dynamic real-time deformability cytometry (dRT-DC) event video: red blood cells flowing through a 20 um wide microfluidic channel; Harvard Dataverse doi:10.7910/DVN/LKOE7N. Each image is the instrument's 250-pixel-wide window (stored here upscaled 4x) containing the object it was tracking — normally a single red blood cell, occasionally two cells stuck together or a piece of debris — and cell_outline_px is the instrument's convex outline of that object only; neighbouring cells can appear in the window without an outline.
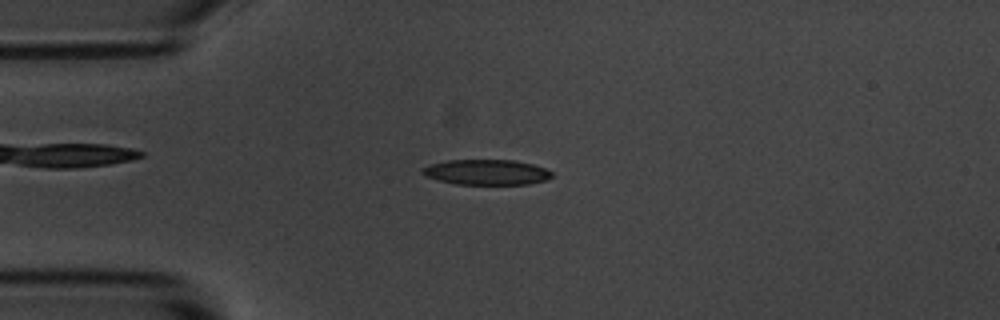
{"species": "common noctule bat (a hibernating species)", "species_latin": "Nyctalus noctula", "temperature_condition": "room temperature", "stored_images_in_passage": 46, "camera_frame_rate_fps": 3000, "um_per_image_px": 0.085, "animal": {"sex": "male", "body_mass_g": 20.1, "forearm_length_mm": 53.5}, "frame": {"image": 1, "passage_image": 5, "time_ms": 1.333, "image_size_px": [1000, 320], "cell_outline_px": [[552, 176], [548, 180], [528, 184], [456, 184], [436, 180], [424, 176], [420, 172], [420, 168], [432, 164], [448, 160], [516, 160], [532, 164], [544, 168], [552, 172]], "centroid_in_image_um": [41.33, 14.64], "position_along_channel_um": 43.7, "area_um2": 19.25}}
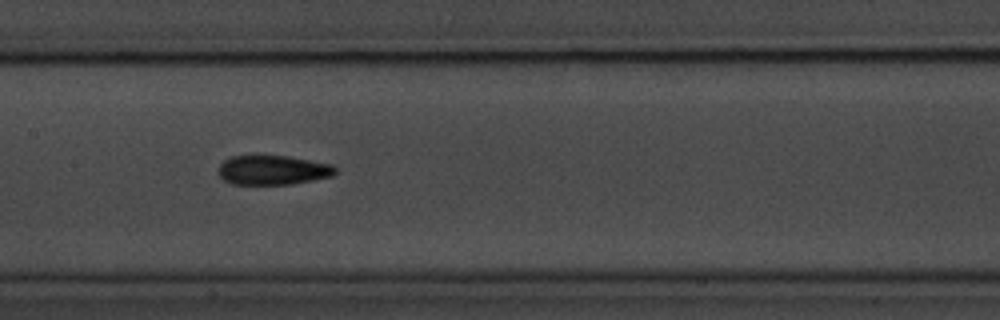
{"frame": {"image": 2, "passage_image": 18, "time_ms": 5.667, "image_size_px": [1000, 320], "cell_outline_px": [[336, 172], [332, 176], [292, 184], [232, 184], [224, 180], [216, 172], [216, 168], [224, 160], [232, 156], [284, 156], [332, 164], [336, 168]], "centroid_in_image_um": [23.14, 14.46], "position_along_channel_um": 184.3, "area_um2": 20.0}}
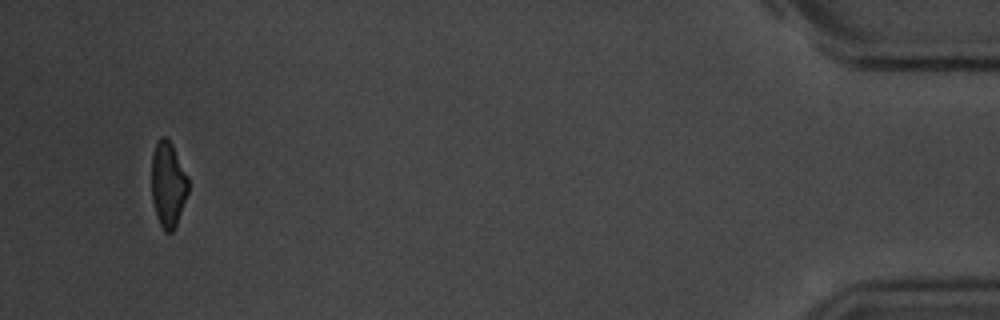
{"frame": {"image": 3, "passage_image": 44, "time_ms": 14.333, "image_size_px": [1000, 320], "cell_outline_px": [[188, 192], [176, 228], [172, 232], [164, 232], [156, 216], [152, 200], [152, 156], [156, 144], [160, 136], [164, 136], [172, 144], [188, 176]], "centroid_in_image_um": [14.29, 15.71], "position_along_channel_um": 420.9, "area_um2": 18.32}, "authors_computed_cell_mechanics": {"area_um2": 19.8254, "velocity_mm_per_s": 3.6502, "shape_relaxation_time_tau1_ms": 5.6122, "shape_relaxation_time_tau2_ms": 3.4805, "deformation_change_tau1": 0.1748, "deformation_change_tau2": 0.1187}}